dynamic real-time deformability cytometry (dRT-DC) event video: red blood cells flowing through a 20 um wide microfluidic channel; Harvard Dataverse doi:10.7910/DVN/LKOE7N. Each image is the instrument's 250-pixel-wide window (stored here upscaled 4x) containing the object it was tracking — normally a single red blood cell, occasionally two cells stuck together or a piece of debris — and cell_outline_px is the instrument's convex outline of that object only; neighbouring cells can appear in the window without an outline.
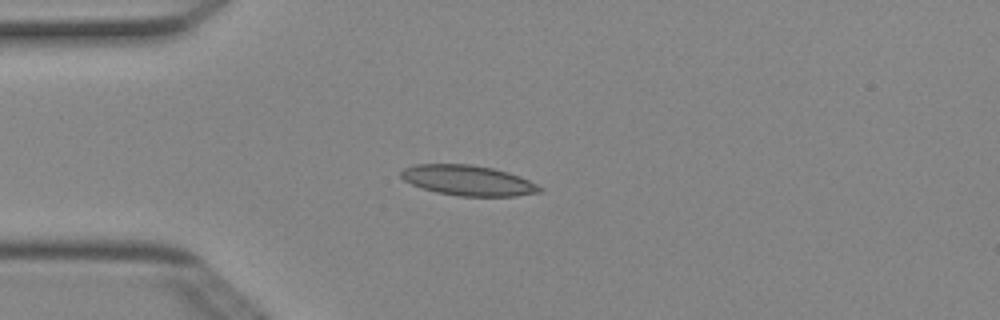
{"species": "Egyptian fruit bat (a non-hibernating species)", "species_latin": "Rousettus aegyptiacus", "temperature_condition": "cold", "stored_images_in_passage": 4, "camera_frame_rate_fps": 3000, "um_per_image_px": 0.085, "animal": {"sex": "female"}, "frame": {"image": 1, "passage_image": 4, "time_ms": 1.0, "image_size_px": [1000, 320], "cell_outline_px": [[544, 188], [540, 192], [516, 196], [460, 196], [436, 192], [412, 184], [404, 180], [400, 176], [400, 172], [404, 168], [416, 164], [468, 164], [492, 168], [508, 172], [520, 176]], "centroid_in_image_um": [39.79, 15.33], "position_along_channel_um": 45.2, "area_um2": 24.33}}